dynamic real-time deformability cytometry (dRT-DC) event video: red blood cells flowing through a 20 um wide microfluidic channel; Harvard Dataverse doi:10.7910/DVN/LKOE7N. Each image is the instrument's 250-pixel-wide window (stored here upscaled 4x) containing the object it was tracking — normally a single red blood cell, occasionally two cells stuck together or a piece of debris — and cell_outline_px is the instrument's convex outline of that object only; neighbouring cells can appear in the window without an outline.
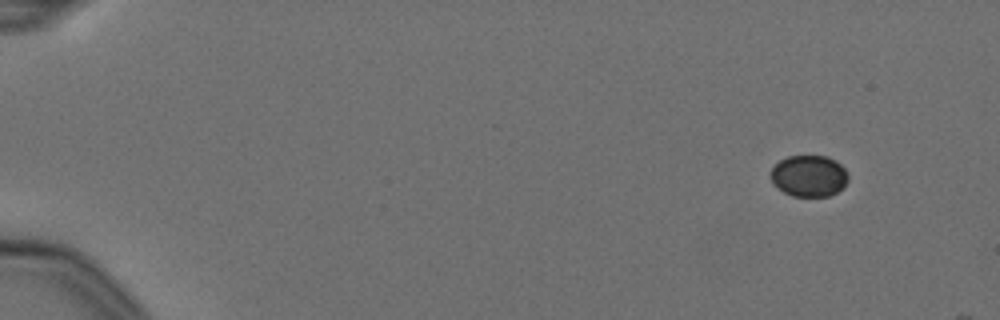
{"species": "Egyptian fruit bat (a non-hibernating species)", "species_latin": "Rousettus aegyptiacus", "temperature_condition": "cold", "stored_images_in_passage": 3, "camera_frame_rate_fps": 3000, "um_per_image_px": 0.085, "animal": {"sex": "female"}, "frame": {"image": 1, "passage_image": 1, "time_ms": 0.0, "image_size_px": [1000, 320], "cell_outline_px": [[848, 180], [844, 188], [828, 196], [792, 196], [784, 192], [772, 180], [772, 168], [780, 160], [788, 156], [828, 156], [836, 160], [844, 168], [848, 176]], "centroid_in_image_um": [68.81, 14.95], "position_along_channel_um": 16.2, "area_um2": 18.55}}